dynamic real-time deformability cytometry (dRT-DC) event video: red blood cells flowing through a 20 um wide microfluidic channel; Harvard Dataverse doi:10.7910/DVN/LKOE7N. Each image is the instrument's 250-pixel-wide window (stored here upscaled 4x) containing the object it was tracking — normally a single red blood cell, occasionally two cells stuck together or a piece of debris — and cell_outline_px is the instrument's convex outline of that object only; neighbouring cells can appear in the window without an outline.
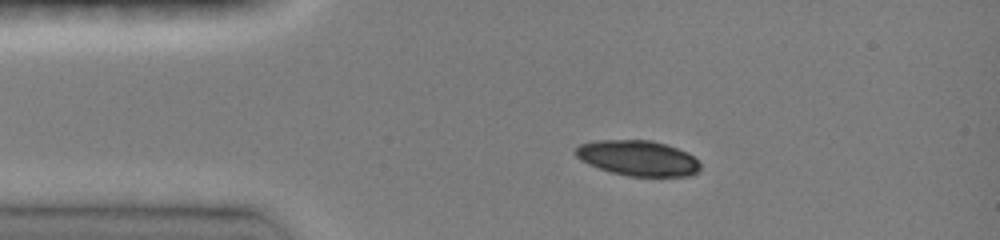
{"species": "common noctule bat (a hibernating species)", "species_latin": "Nyctalus noctula", "temperature_condition": "room temperature", "stored_images_in_passage": 43, "camera_frame_rate_fps": 3000, "um_per_image_px": 0.085, "animal": {"sex": "female", "body_mass_g": 19.0, "forearm_length_mm": 51.5}, "frame": {"image": 1, "passage_image": 1, "time_ms": 0.0, "image_size_px": [1000, 240], "cell_outline_px": [[700, 168], [692, 176], [628, 176], [612, 172], [588, 164], [580, 160], [572, 152], [580, 144], [596, 140], [652, 140], [688, 152], [700, 164]], "centroid_in_image_um": [54.19, 13.43], "position_along_channel_um": 30.8, "area_um2": 25.66}}
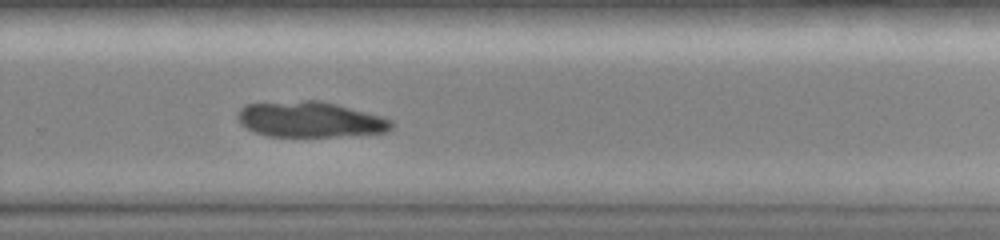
{"frame": {"image": 2, "passage_image": 28, "time_ms": 7.667, "image_size_px": [1000, 240], "cell_outline_px": [[396, 124], [388, 132], [336, 136], [268, 136], [256, 132], [240, 124], [236, 116], [240, 108], [244, 104], [304, 100], [320, 100], [336, 104], [380, 116], [392, 120]], "centroid_in_image_um": [26.35, 10.15], "position_along_channel_um": 303.5, "area_um2": 31.85}}
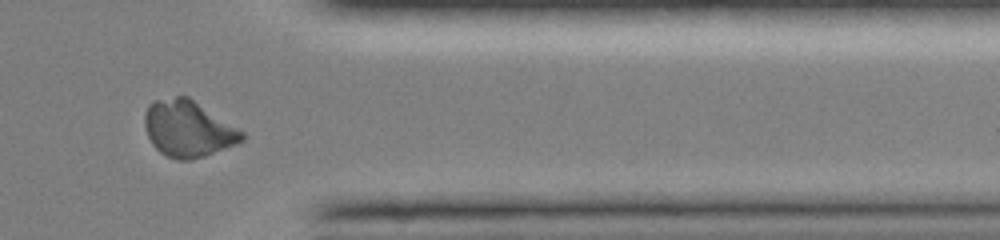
{"frame": {"image": 3, "passage_image": 36, "time_ms": 10.0, "image_size_px": [1000, 240], "cell_outline_px": [[244, 140], [236, 144], [204, 156], [192, 160], [176, 160], [160, 152], [152, 144], [148, 136], [144, 124], [144, 112], [148, 104], [152, 100], [176, 96], [188, 96], [244, 132]], "centroid_in_image_um": [15.95, 10.94], "position_along_channel_um": 395.4, "area_um2": 31.96}}